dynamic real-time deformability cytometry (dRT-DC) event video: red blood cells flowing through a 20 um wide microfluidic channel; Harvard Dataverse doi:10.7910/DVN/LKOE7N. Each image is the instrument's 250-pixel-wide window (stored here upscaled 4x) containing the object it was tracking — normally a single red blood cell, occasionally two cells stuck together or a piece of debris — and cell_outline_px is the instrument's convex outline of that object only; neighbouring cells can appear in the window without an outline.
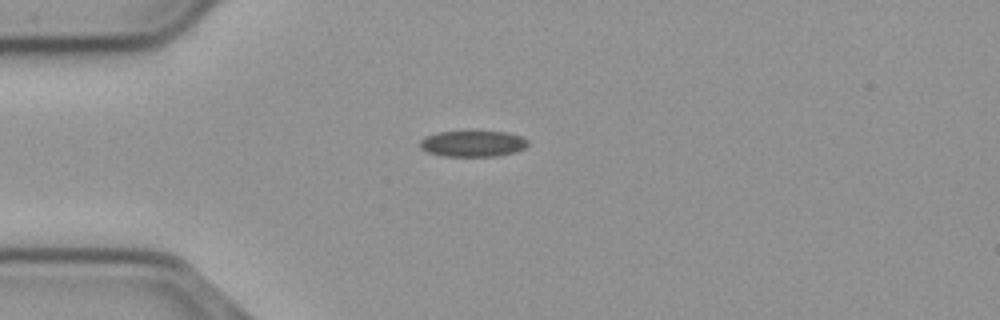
{"species": "common noctule bat (a hibernating species)", "species_latin": "Nyctalus noctula", "temperature_condition": "cold", "stored_images_in_passage": 42, "camera_frame_rate_fps": 3000, "um_per_image_px": 0.085, "animal": {"sex": "male", "body_mass_g": 23.1, "forearm_length_mm": 52.7}, "frame": {"image": 1, "passage_image": 1, "time_ms": 0.0, "image_size_px": [1000, 320], "cell_outline_px": [[528, 144], [524, 148], [516, 152], [496, 156], [440, 156], [428, 152], [420, 148], [420, 140], [424, 136], [436, 132], [468, 128], [508, 132], [520, 136], [528, 140]], "centroid_in_image_um": [40.15, 12.15], "position_along_channel_um": 44.8, "area_um2": 17.46}}
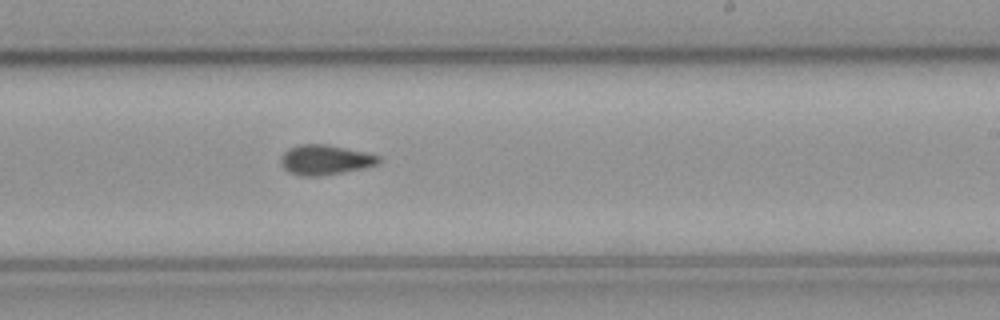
{"frame": {"image": 2, "passage_image": 20, "time_ms": 6.333, "image_size_px": [1000, 320], "cell_outline_px": [[384, 160], [380, 164], [364, 168], [320, 176], [300, 176], [288, 172], [280, 164], [280, 156], [288, 148], [300, 144], [328, 144], [364, 152], [380, 156]], "centroid_in_image_um": [27.64, 13.58], "position_along_channel_um": 261.4, "area_um2": 17.34}}
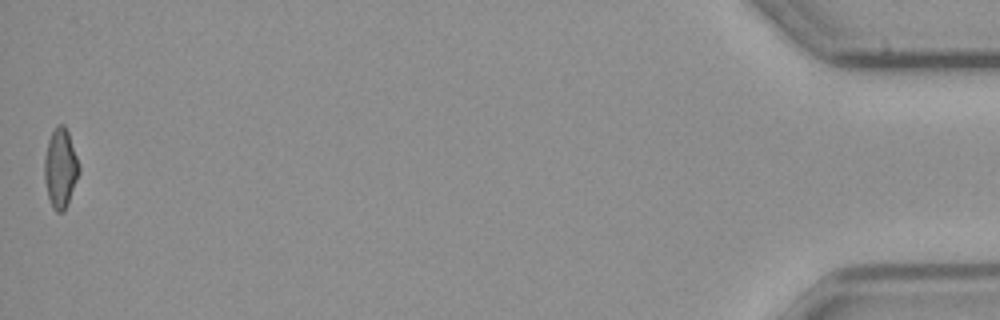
{"frame": {"image": 3, "passage_image": 42, "time_ms": 13.667, "image_size_px": [1000, 320], "cell_outline_px": [[80, 172], [68, 204], [64, 212], [56, 212], [52, 208], [48, 196], [44, 180], [44, 156], [48, 140], [56, 124], [64, 124], [68, 132], [80, 168]], "centroid_in_image_um": [5.13, 14.31], "position_along_channel_um": 430.1, "area_um2": 16.13}, "authors_computed_cell_mechanics": {"area_um2": 16.6464, "velocity_mm_per_s": 3.7025, "shape_relaxation_time_tau1_ms": null, "shape_relaxation_time_tau2_ms": 4.2046, "deformation_change_tau1": null, "deformation_change_tau2": 0.0943}}